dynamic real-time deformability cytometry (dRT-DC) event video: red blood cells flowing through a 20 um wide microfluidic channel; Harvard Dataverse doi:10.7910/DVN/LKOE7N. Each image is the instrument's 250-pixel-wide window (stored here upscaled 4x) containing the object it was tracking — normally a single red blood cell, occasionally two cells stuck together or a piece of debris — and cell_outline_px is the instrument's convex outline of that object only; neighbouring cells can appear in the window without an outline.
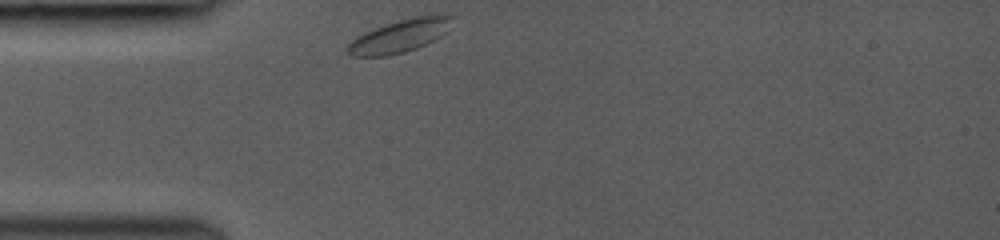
{"species": "common noctule bat (a hibernating species)", "species_latin": "Nyctalus noctula", "temperature_condition": "room temperature", "stored_images_in_passage": 3, "segment_of_instrument_passage": [1, 2], "camera_frame_rate_fps": 3000, "um_per_image_px": 0.085, "animal": {"sex": "female", "body_mass_g": 19.0, "forearm_length_mm": 53.3}, "frame": {"image": 1, "passage_image": 1, "time_ms": 0.0, "image_size_px": [1000, 240], "cell_outline_px": [[452, 16], [444, 32], [440, 36], [416, 48], [404, 52], [388, 56], [348, 56], [344, 48], [356, 36], [364, 32], [384, 24], [432, 12], [440, 12]], "centroid_in_image_um": [33.92, 3.04], "position_along_channel_um": 51.1, "area_um2": 20.11}}